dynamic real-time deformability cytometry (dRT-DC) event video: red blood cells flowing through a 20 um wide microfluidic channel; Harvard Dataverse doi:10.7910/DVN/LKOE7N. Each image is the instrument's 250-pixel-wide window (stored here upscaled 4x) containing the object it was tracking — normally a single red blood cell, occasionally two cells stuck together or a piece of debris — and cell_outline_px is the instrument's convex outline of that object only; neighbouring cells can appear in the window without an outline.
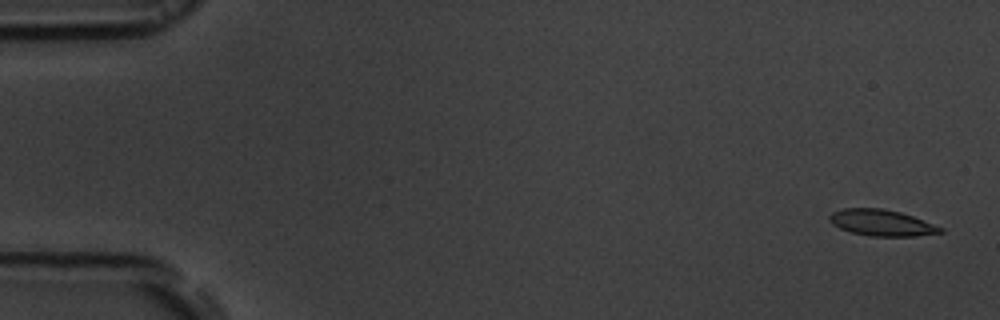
{"species": "common noctule bat (a hibernating species)", "species_latin": "Nyctalus noctula", "temperature_condition": "room temperature", "stored_images_in_passage": 54, "camera_frame_rate_fps": 3000, "um_per_image_px": 0.085, "animal": {"sex": "male", "body_mass_g": 19.5, "forearm_length_mm": 54.6}, "frame": {"image": 1, "passage_image": 2, "time_ms": 0.333, "image_size_px": [1000, 320], "cell_outline_px": [[944, 232], [916, 236], [872, 236], [852, 232], [840, 228], [832, 224], [828, 216], [832, 212], [844, 208], [884, 208], [900, 212], [912, 216], [944, 228]], "centroid_in_image_um": [74.94, 18.93], "position_along_channel_um": 10.1, "area_um2": 16.88}}
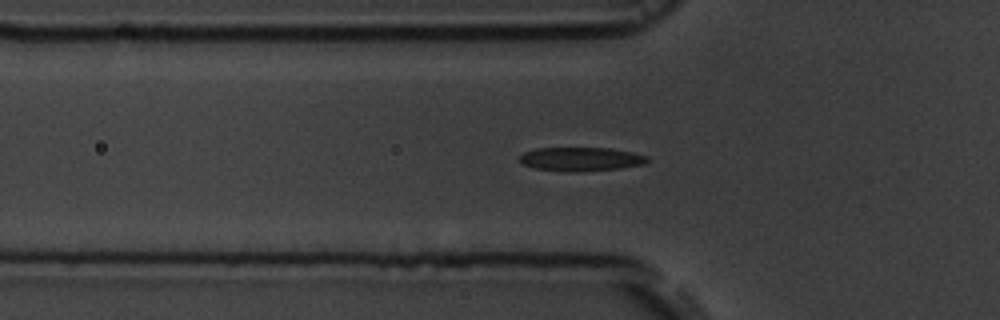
{"frame": {"image": 2, "passage_image": 18, "time_ms": 5.667, "image_size_px": [1000, 320], "cell_outline_px": [[648, 160], [644, 164], [620, 168], [572, 172], [568, 172], [536, 168], [524, 164], [520, 160], [520, 156], [524, 152], [536, 148], [612, 148], [632, 152], [648, 156]], "centroid_in_image_um": [49.4, 13.52], "position_along_channel_um": 76.4, "area_um2": 17.57}}
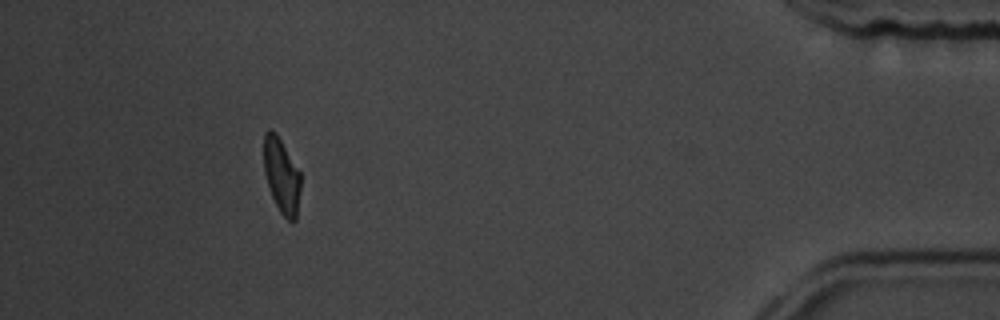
{"frame": {"image": 3, "passage_image": 49, "time_ms": 16.0, "image_size_px": [1000, 320], "cell_outline_px": [[300, 188], [296, 220], [288, 220], [280, 212], [272, 196], [264, 172], [264, 132], [268, 128], [272, 128], [276, 132], [300, 172]], "centroid_in_image_um": [23.92, 14.88], "position_along_channel_um": 411.3, "area_um2": 15.95}, "authors_computed_cell_mechanics": {"area_um2": 17.4845, "velocity_mm_per_s": 3.8108, "shape_relaxation_time_tau1_ms": 3.7406, "shape_relaxation_time_tau2_ms": 1.5701, "deformation_change_tau1": 0.1561, "deformation_change_tau2": 0.0808}}